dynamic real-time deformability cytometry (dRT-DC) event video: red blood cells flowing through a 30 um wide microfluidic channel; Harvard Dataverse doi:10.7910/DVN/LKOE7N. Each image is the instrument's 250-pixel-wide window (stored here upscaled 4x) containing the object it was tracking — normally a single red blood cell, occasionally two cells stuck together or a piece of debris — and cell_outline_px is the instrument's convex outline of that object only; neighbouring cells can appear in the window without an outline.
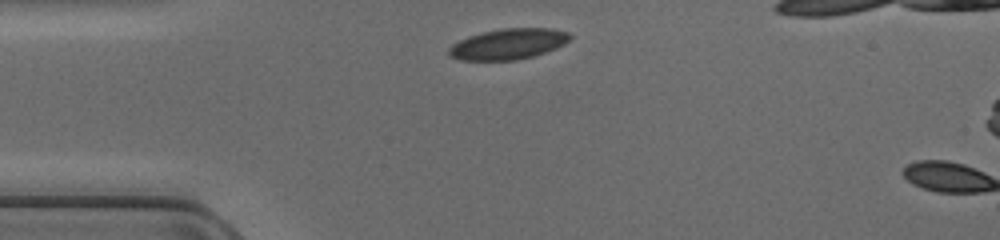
{"species": "common noctule bat (a hibernating species)", "species_latin": "Nyctalus noctula", "temperature_condition": "cold", "stored_images_in_passage": 2, "camera_frame_rate_fps": 3000, "um_per_image_px": 0.085, "animal": {"sex": "female", "body_mass_g": 17.0, "forearm_length_mm": 48.0}, "frame": {"image": 1, "passage_image": 1, "time_ms": 0.0, "image_size_px": [1000, 240], "cell_outline_px": [[572, 36], [564, 44], [556, 48], [532, 56], [516, 60], [460, 60], [448, 56], [448, 48], [452, 44], [468, 36], [484, 32], [504, 28], [548, 28], [568, 32]], "centroid_in_image_um": [43.17, 3.74], "position_along_channel_um": 41.8, "area_um2": 21.56}}